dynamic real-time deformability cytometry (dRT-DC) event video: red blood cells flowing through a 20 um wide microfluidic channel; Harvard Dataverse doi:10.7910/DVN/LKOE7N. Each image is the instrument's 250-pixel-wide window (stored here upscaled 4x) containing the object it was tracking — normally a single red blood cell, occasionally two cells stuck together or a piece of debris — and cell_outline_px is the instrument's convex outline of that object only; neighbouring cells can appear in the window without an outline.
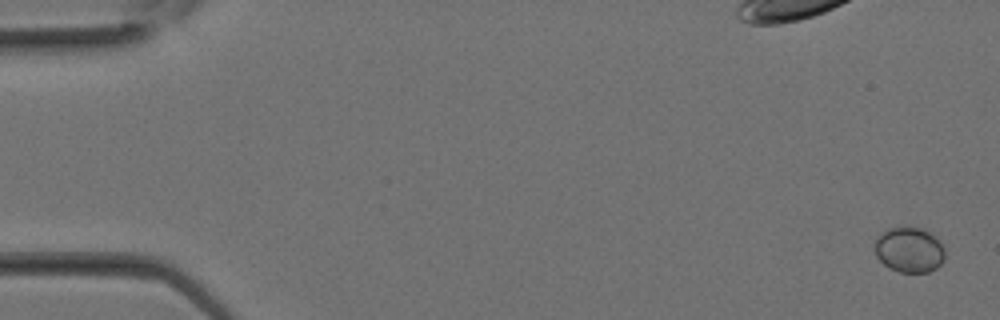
{"species": "Egyptian fruit bat (a non-hibernating species)", "species_latin": "Rousettus aegyptiacus", "temperature_condition": "room temperature", "stored_images_in_passage": 30, "camera_frame_rate_fps": 3000, "um_per_image_px": 0.085, "animal": {"sex": "female"}, "frame": {"image": 1, "passage_image": 1, "time_ms": 0.0, "image_size_px": [1000, 320], "cell_outline_px": [[944, 260], [936, 268], [928, 272], [900, 272], [888, 268], [876, 256], [876, 240], [888, 228], [904, 224], [924, 228], [936, 236], [940, 240], [944, 248]], "centroid_in_image_um": [77.32, 21.19], "position_along_channel_um": 7.7, "area_um2": 18.9}}
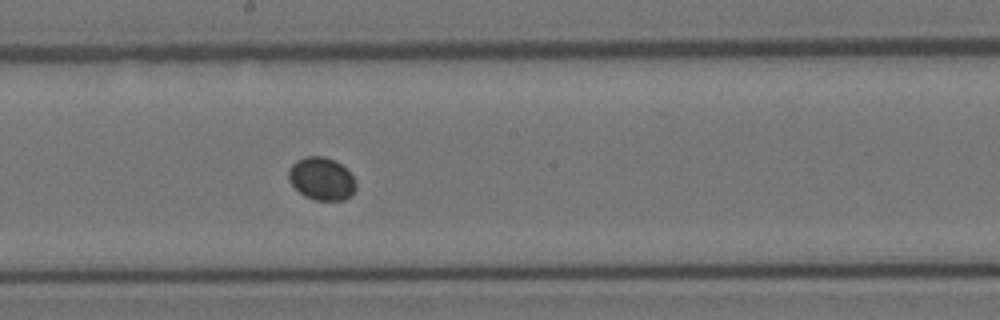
{"frame": {"image": 2, "passage_image": 17, "time_ms": 5.333, "image_size_px": [1000, 320], "cell_outline_px": [[356, 188], [352, 196], [344, 200], [316, 200], [304, 196], [288, 180], [288, 172], [292, 164], [296, 160], [304, 156], [324, 156], [336, 160], [352, 176], [356, 184]], "centroid_in_image_um": [27.33, 15.19], "position_along_channel_um": 220.9, "area_um2": 16.82}}
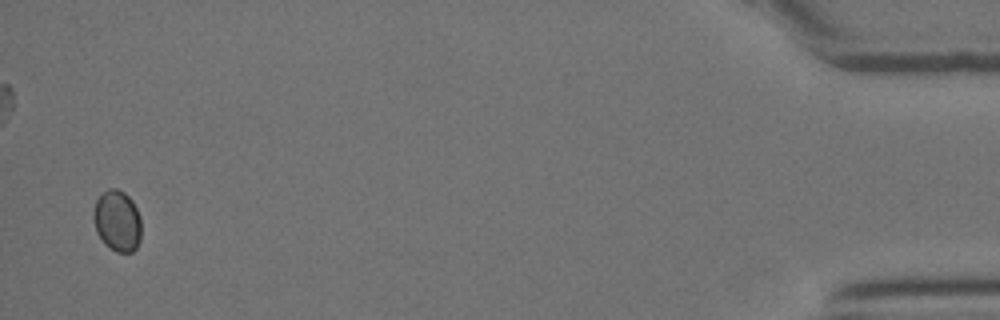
{"frame": {"image": 3, "passage_image": 30, "time_ms": 9.667, "image_size_px": [1000, 320], "cell_outline_px": [[140, 240], [136, 248], [132, 252], [116, 252], [104, 244], [96, 232], [92, 216], [92, 212], [96, 200], [108, 188], [116, 188], [124, 192], [132, 200], [140, 216]], "centroid_in_image_um": [9.95, 18.77], "position_along_channel_um": 425.3, "area_um2": 17.17}}